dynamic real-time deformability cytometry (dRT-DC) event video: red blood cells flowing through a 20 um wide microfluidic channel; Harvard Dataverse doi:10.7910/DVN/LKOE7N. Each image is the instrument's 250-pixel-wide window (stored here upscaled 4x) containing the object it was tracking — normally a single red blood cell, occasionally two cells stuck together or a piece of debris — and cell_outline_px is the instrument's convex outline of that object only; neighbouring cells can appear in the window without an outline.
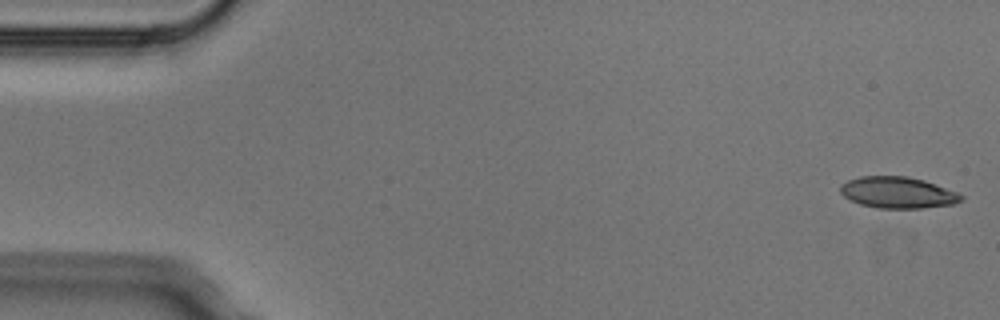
{"species": "Egyptian fruit bat (a non-hibernating species)", "species_latin": "Rousettus aegyptiacus", "temperature_condition": "cold", "stored_images_in_passage": 5, "camera_frame_rate_fps": 3000, "um_per_image_px": 0.085, "animal": {"sex": "male"}, "frame": {"image": 1, "passage_image": 1, "time_ms": 0.0, "image_size_px": [1000, 320], "cell_outline_px": [[964, 200], [952, 204], [920, 208], [876, 208], [860, 204], [844, 196], [840, 192], [840, 184], [848, 180], [860, 176], [908, 176], [924, 180], [956, 192], [964, 196]], "centroid_in_image_um": [76.29, 16.36], "position_along_channel_um": 8.7, "area_um2": 22.02}}
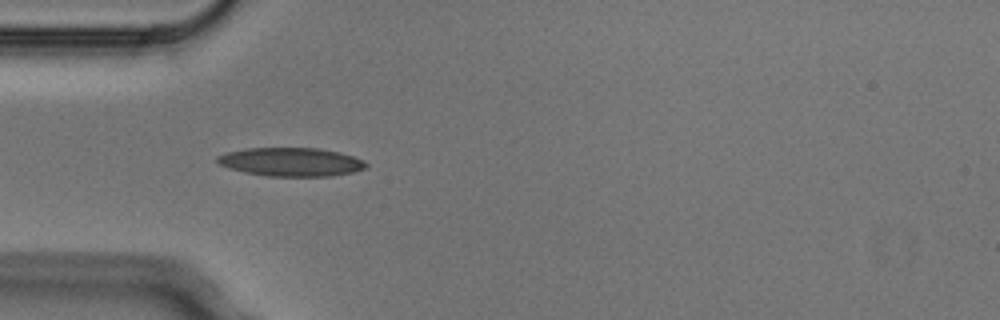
{"frame": {"image": 2, "passage_image": 4, "time_ms": 1.0, "image_size_px": [1000, 320], "cell_outline_px": [[368, 168], [352, 172], [332, 176], [268, 176], [244, 172], [228, 168], [220, 164], [216, 160], [216, 156], [228, 152], [244, 148], [320, 148], [340, 152], [364, 160], [368, 164]], "centroid_in_image_um": [24.76, 13.76], "position_along_channel_um": 60.2, "area_um2": 24.91}}
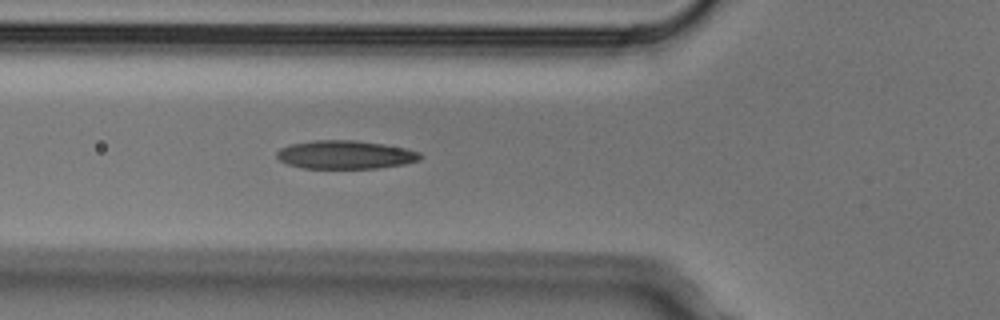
{"frame": {"image": 3, "passage_image": 5, "time_ms": 1.333, "image_size_px": [1000, 320], "cell_outline_px": [[424, 156], [420, 160], [404, 164], [380, 168], [300, 168], [288, 164], [280, 160], [276, 156], [276, 152], [280, 148], [288, 144], [312, 140], [356, 140], [384, 144], [404, 148], [420, 152]], "centroid_in_image_um": [29.34, 13.14], "position_along_channel_um": 96.5, "area_um2": 23.99}}